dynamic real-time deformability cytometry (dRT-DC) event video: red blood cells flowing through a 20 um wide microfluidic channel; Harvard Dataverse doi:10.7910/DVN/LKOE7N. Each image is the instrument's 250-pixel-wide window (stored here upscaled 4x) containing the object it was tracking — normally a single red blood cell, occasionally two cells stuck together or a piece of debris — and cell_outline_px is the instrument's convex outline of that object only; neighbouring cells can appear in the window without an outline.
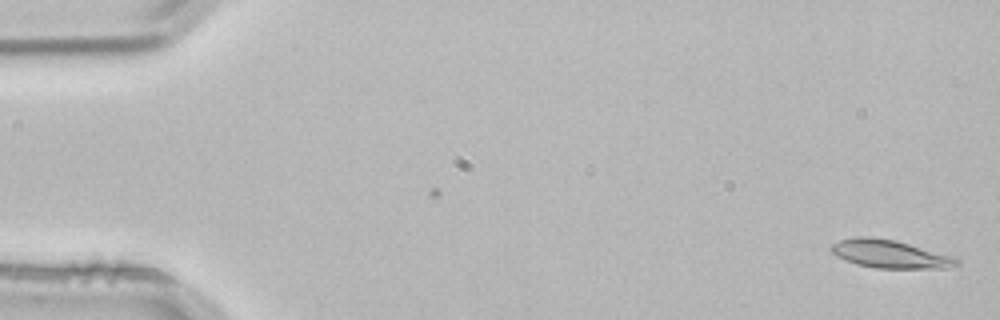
{"species": "common noctule bat (a hibernating species)", "species_latin": "Nyctalus noctula", "temperature_condition": "room temperature", "stored_images_in_passage": 3, "camera_frame_rate_fps": 3000, "um_per_image_px": 0.085, "animal": {"sex": "male", "body_mass_g": 21.5, "forearm_length_mm": 52.0}, "frame": {"image": 1, "passage_image": 3, "time_ms": 0.667, "image_size_px": [1000, 320], "cell_outline_px": [[960, 264], [948, 268], [876, 268], [856, 264], [836, 256], [828, 248], [832, 244], [840, 240], [856, 236], [872, 236], [896, 240], [956, 256], [960, 260]], "centroid_in_image_um": [75.68, 21.58], "position_along_channel_um": 9.3, "area_um2": 20.92}}